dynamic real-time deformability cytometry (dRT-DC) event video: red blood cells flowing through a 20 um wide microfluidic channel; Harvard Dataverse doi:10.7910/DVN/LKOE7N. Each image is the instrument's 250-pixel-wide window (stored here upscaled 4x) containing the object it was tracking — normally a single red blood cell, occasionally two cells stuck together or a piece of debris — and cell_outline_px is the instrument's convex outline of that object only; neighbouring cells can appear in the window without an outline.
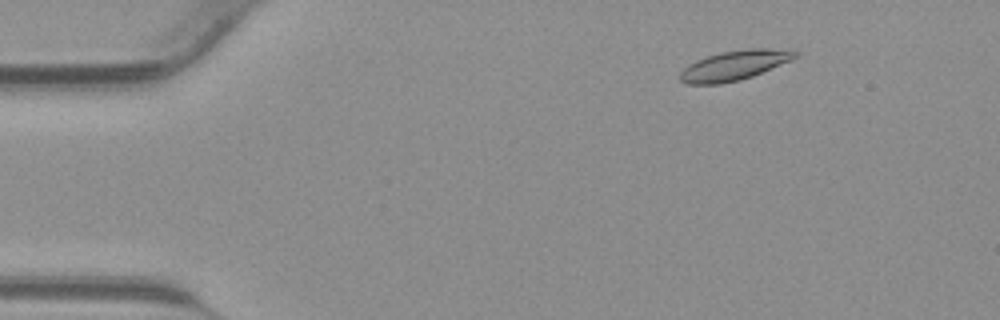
{"species": "common noctule bat (a hibernating species)", "species_latin": "Nyctalus noctula", "temperature_condition": "warm", "stored_images_in_passage": 43, "camera_frame_rate_fps": 3000, "um_per_image_px": 0.085, "animal": {"sex": "male", "body_mass_g": 23.1, "forearm_length_mm": 52.7}, "frame": {"image": 1, "passage_image": 6, "time_ms": 1.667, "image_size_px": [1000, 320], "cell_outline_px": [[800, 56], [792, 60], [752, 76], [740, 80], [720, 84], [688, 84], [680, 80], [680, 72], [688, 64], [696, 60], [720, 52], [748, 48], [792, 48], [800, 52]], "centroid_in_image_um": [62.51, 5.53], "position_along_channel_um": 22.5, "area_um2": 20.29}}
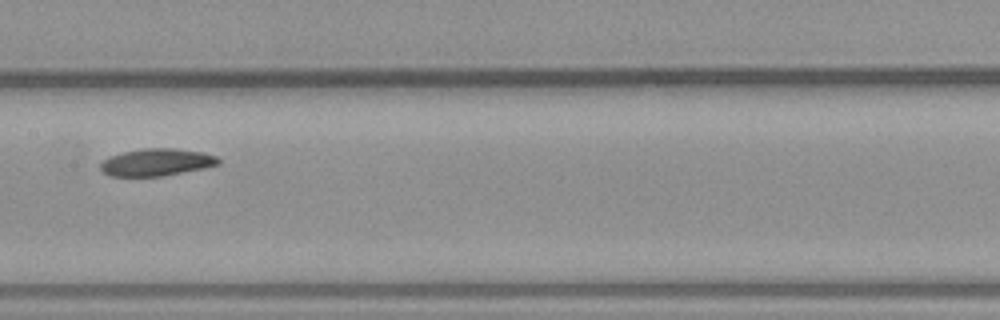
{"frame": {"image": 2, "passage_image": 22, "time_ms": 7.0, "image_size_px": [1000, 320], "cell_outline_px": [[220, 164], [204, 168], [164, 176], [108, 176], [100, 168], [100, 164], [108, 156], [124, 152], [144, 148], [176, 148], [204, 152], [216, 156], [220, 160]], "centroid_in_image_um": [13.32, 13.79], "position_along_channel_um": 194.1, "area_um2": 18.84}}
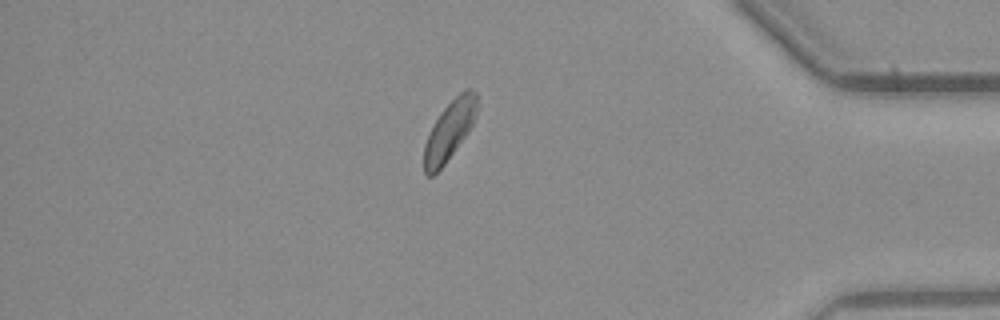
{"frame": {"image": 3, "passage_image": 37, "time_ms": 12.0, "image_size_px": [1000, 320], "cell_outline_px": [[476, 116], [468, 132], [444, 164], [432, 176], [424, 176], [424, 144], [432, 124], [440, 112], [460, 92], [468, 88], [472, 88], [476, 92]], "centroid_in_image_um": [38.18, 11.09], "position_along_channel_um": 397.0, "area_um2": 18.09}}